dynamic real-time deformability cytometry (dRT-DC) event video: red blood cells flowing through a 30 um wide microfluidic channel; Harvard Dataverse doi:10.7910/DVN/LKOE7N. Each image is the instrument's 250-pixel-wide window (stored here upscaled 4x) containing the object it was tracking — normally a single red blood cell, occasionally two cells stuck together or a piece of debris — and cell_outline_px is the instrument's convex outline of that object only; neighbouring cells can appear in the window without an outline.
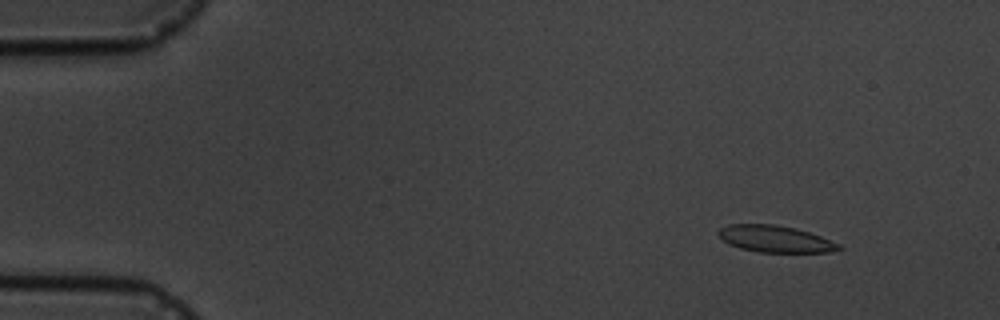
{"species": "common noctule bat (a hibernating species)", "species_latin": "Nyctalus noctula", "temperature_condition": "cold", "stored_images_in_passage": 5, "camera_frame_rate_fps": 3000, "um_per_image_px": 0.085, "animal": {"sex": "male", "body_mass_g": 19.5, "forearm_length_mm": 54.6}, "frame": {"image": 1, "passage_image": 2, "time_ms": 1.0, "image_size_px": [1000, 320], "cell_outline_px": [[844, 248], [828, 252], [760, 252], [740, 248], [728, 244], [716, 232], [720, 228], [728, 224], [776, 224], [796, 228], [820, 236], [840, 244]], "centroid_in_image_um": [65.88, 20.3], "position_along_channel_um": 19.1, "area_um2": 18.73}}
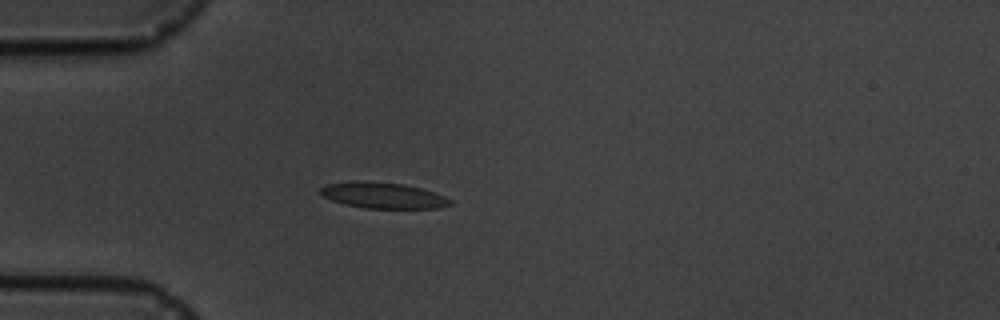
{"frame": {"image": 2, "passage_image": 5, "time_ms": 4.333, "image_size_px": [1000, 320], "cell_outline_px": [[452, 204], [440, 208], [364, 208], [344, 204], [332, 200], [324, 196], [320, 192], [320, 188], [328, 184], [356, 180], [404, 184], [420, 188], [444, 196], [452, 200]], "centroid_in_image_um": [32.56, 16.61], "position_along_channel_um": 52.4, "area_um2": 19.48}}